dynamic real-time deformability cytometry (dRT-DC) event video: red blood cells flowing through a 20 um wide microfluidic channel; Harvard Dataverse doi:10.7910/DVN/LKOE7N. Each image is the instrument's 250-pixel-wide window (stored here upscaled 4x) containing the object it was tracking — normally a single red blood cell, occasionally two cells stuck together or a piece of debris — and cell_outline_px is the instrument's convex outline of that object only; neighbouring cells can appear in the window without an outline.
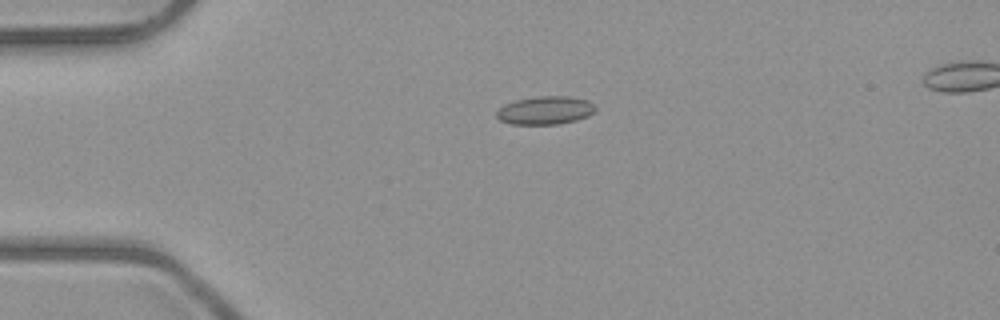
{"species": "common noctule bat (a hibernating species)", "species_latin": "Nyctalus noctula", "temperature_condition": "room temperature", "stored_images_in_passage": 3, "camera_frame_rate_fps": 3000, "um_per_image_px": 0.085, "animal": {"sex": "male", "body_mass_g": 23.1, "forearm_length_mm": 52.7}, "frame": {"image": 1, "passage_image": 1, "time_ms": 0.0, "image_size_px": [1000, 320], "cell_outline_px": [[596, 108], [588, 116], [576, 120], [556, 124], [512, 124], [500, 120], [496, 116], [496, 112], [504, 104], [516, 100], [540, 96], [568, 96], [588, 100]], "centroid_in_image_um": [46.33, 9.38], "position_along_channel_um": 38.7, "area_um2": 16.07}}
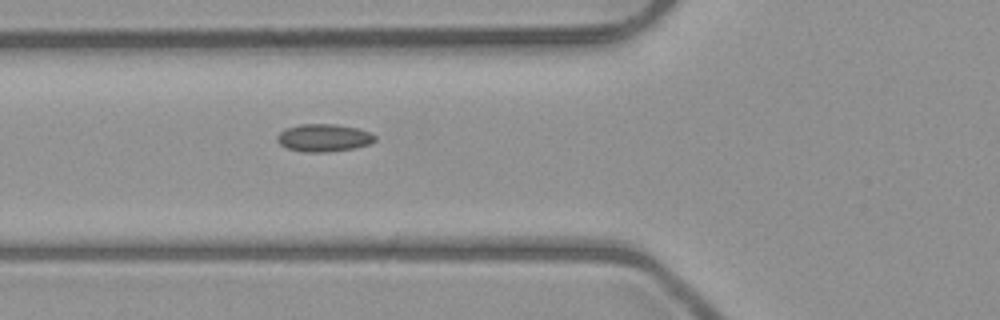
{"frame": {"image": 2, "passage_image": 3, "time_ms": 2.333, "image_size_px": [1000, 320], "cell_outline_px": [[376, 140], [368, 144], [352, 148], [328, 152], [304, 152], [288, 148], [280, 144], [276, 140], [276, 136], [284, 128], [300, 124], [336, 124], [356, 128], [368, 132], [376, 136]], "centroid_in_image_um": [27.47, 11.71], "position_along_channel_um": 98.3, "area_um2": 15.66}}